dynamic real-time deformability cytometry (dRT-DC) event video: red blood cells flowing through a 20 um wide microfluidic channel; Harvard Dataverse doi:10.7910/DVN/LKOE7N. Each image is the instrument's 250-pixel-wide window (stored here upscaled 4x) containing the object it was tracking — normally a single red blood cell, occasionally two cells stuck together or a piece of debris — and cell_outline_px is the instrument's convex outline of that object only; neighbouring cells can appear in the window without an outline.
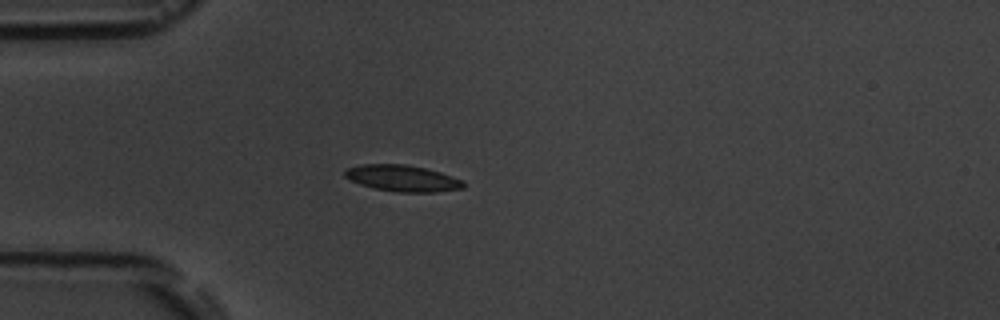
{"species": "common noctule bat (a hibernating species)", "species_latin": "Nyctalus noctula", "temperature_condition": "room temperature", "stored_images_in_passage": 4, "camera_frame_rate_fps": 3000, "um_per_image_px": 0.085, "animal": {"sex": "male", "body_mass_g": 19.5, "forearm_length_mm": 54.6}, "frame": {"image": 1, "passage_image": 4, "time_ms": 3.667, "image_size_px": [1000, 320], "cell_outline_px": [[464, 188], [436, 192], [396, 192], [376, 188], [360, 184], [344, 176], [344, 172], [348, 168], [360, 164], [404, 164], [424, 168], [440, 172], [464, 180]], "centroid_in_image_um": [34.23, 15.15], "position_along_channel_um": 50.8, "area_um2": 18.09}}